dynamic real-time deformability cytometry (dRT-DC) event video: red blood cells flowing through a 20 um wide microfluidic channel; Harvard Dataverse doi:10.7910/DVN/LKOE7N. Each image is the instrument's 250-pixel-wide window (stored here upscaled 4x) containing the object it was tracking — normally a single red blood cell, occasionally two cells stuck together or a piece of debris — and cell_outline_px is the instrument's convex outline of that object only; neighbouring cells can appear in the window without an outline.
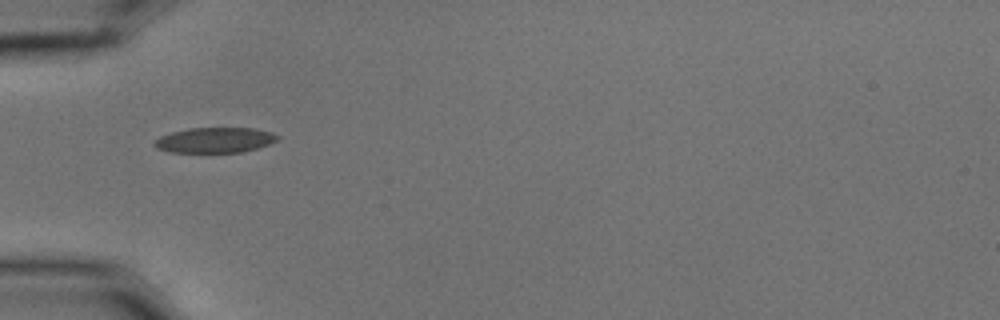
{"species": "common noctule bat (a hibernating species)", "species_latin": "Nyctalus noctula", "temperature_condition": "cold", "stored_images_in_passage": 2, "camera_frame_rate_fps": 3000, "um_per_image_px": 0.085, "animal": {"sex": "male", "body_mass_g": 15.6}, "frame": {"image": 1, "passage_image": 1, "time_ms": 0.0, "image_size_px": [1000, 320], "cell_outline_px": [[280, 136], [276, 140], [268, 144], [256, 148], [240, 152], [168, 152], [156, 148], [152, 144], [160, 136], [172, 132], [188, 128], [252, 128], [272, 132]], "centroid_in_image_um": [18.23, 11.9], "position_along_channel_um": 66.8, "area_um2": 18.03}}
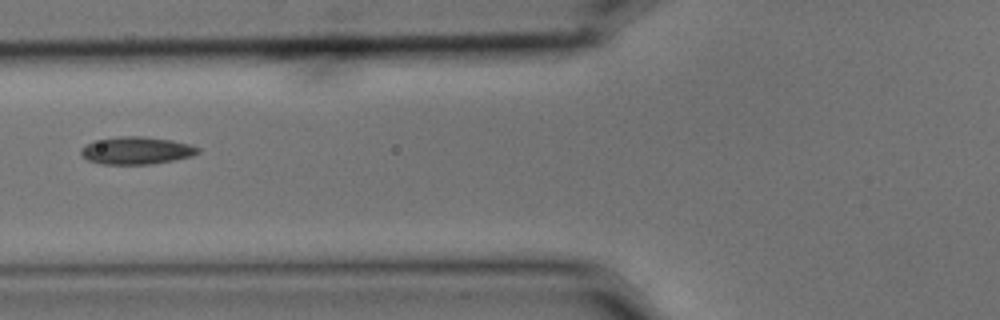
{"frame": {"image": 2, "passage_image": 2, "time_ms": 0.333, "image_size_px": [1000, 320], "cell_outline_px": [[200, 152], [192, 156], [152, 164], [100, 164], [88, 160], [80, 152], [80, 148], [88, 144], [100, 140], [120, 136], [140, 136], [172, 140], [188, 144], [200, 148]], "centroid_in_image_um": [11.62, 12.8], "position_along_channel_um": 114.2, "area_um2": 18.5}}